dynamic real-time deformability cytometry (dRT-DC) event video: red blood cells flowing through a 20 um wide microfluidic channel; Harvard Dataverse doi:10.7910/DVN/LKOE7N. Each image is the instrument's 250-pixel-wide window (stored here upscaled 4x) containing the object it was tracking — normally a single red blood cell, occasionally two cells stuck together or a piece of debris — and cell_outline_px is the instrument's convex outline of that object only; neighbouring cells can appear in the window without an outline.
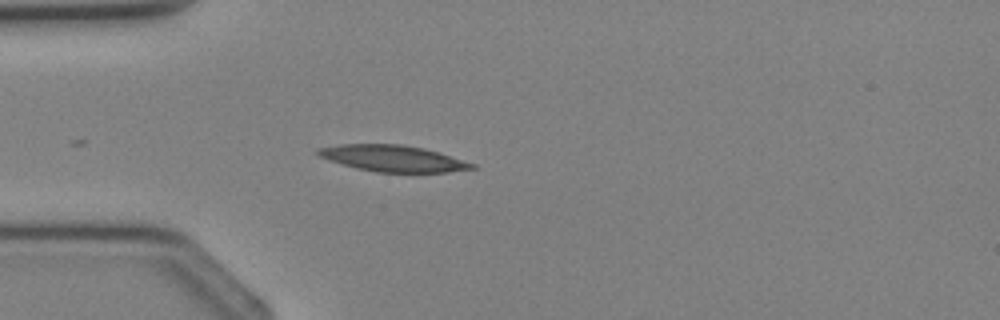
{"species": "Egyptian fruit bat (a non-hibernating species)", "species_latin": "Rousettus aegyptiacus", "temperature_condition": "cold", "stored_images_in_passage": 1, "camera_frame_rate_fps": 3000, "um_per_image_px": 0.085, "animal": {"sex": "female"}, "frame": {"image": 1, "passage_image": 1, "time_ms": 0.0, "image_size_px": [1000, 320], "cell_outline_px": [[476, 168], [448, 172], [376, 172], [356, 168], [328, 160], [312, 152], [316, 148], [340, 144], [400, 144], [424, 148], [476, 164]], "centroid_in_image_um": [33.34, 13.46], "position_along_channel_um": 51.7, "area_um2": 23.64}}